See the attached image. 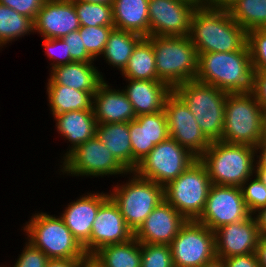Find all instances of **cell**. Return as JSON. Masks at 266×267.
Segmentation results:
<instances>
[{
	"mask_svg": "<svg viewBox=\"0 0 266 267\" xmlns=\"http://www.w3.org/2000/svg\"><path fill=\"white\" fill-rule=\"evenodd\" d=\"M188 37L197 53L233 52L247 43V32L232 19L228 10L197 7Z\"/></svg>",
	"mask_w": 266,
	"mask_h": 267,
	"instance_id": "1",
	"label": "cell"
},
{
	"mask_svg": "<svg viewBox=\"0 0 266 267\" xmlns=\"http://www.w3.org/2000/svg\"><path fill=\"white\" fill-rule=\"evenodd\" d=\"M254 70L247 43L238 51L198 53L195 80L228 93L253 89Z\"/></svg>",
	"mask_w": 266,
	"mask_h": 267,
	"instance_id": "2",
	"label": "cell"
},
{
	"mask_svg": "<svg viewBox=\"0 0 266 267\" xmlns=\"http://www.w3.org/2000/svg\"><path fill=\"white\" fill-rule=\"evenodd\" d=\"M34 212L21 225L28 242L43 251L49 259H83L87 255L60 216Z\"/></svg>",
	"mask_w": 266,
	"mask_h": 267,
	"instance_id": "3",
	"label": "cell"
},
{
	"mask_svg": "<svg viewBox=\"0 0 266 267\" xmlns=\"http://www.w3.org/2000/svg\"><path fill=\"white\" fill-rule=\"evenodd\" d=\"M265 113L255 94L228 93L226 96L222 142L256 147L264 137Z\"/></svg>",
	"mask_w": 266,
	"mask_h": 267,
	"instance_id": "4",
	"label": "cell"
},
{
	"mask_svg": "<svg viewBox=\"0 0 266 267\" xmlns=\"http://www.w3.org/2000/svg\"><path fill=\"white\" fill-rule=\"evenodd\" d=\"M199 160L212 184L238 186L255 174V147L212 141Z\"/></svg>",
	"mask_w": 266,
	"mask_h": 267,
	"instance_id": "5",
	"label": "cell"
},
{
	"mask_svg": "<svg viewBox=\"0 0 266 267\" xmlns=\"http://www.w3.org/2000/svg\"><path fill=\"white\" fill-rule=\"evenodd\" d=\"M158 79L172 90L195 80L198 53L188 36H152Z\"/></svg>",
	"mask_w": 266,
	"mask_h": 267,
	"instance_id": "6",
	"label": "cell"
},
{
	"mask_svg": "<svg viewBox=\"0 0 266 267\" xmlns=\"http://www.w3.org/2000/svg\"><path fill=\"white\" fill-rule=\"evenodd\" d=\"M125 182L113 183L109 196L118 205L128 228L135 233L164 197V186L129 171Z\"/></svg>",
	"mask_w": 266,
	"mask_h": 267,
	"instance_id": "7",
	"label": "cell"
},
{
	"mask_svg": "<svg viewBox=\"0 0 266 267\" xmlns=\"http://www.w3.org/2000/svg\"><path fill=\"white\" fill-rule=\"evenodd\" d=\"M173 91L188 106L204 135L211 142L220 141L228 92L196 80L182 83Z\"/></svg>",
	"mask_w": 266,
	"mask_h": 267,
	"instance_id": "8",
	"label": "cell"
},
{
	"mask_svg": "<svg viewBox=\"0 0 266 267\" xmlns=\"http://www.w3.org/2000/svg\"><path fill=\"white\" fill-rule=\"evenodd\" d=\"M211 185L206 166L197 159L164 186V197L186 220H197L204 210Z\"/></svg>",
	"mask_w": 266,
	"mask_h": 267,
	"instance_id": "9",
	"label": "cell"
},
{
	"mask_svg": "<svg viewBox=\"0 0 266 267\" xmlns=\"http://www.w3.org/2000/svg\"><path fill=\"white\" fill-rule=\"evenodd\" d=\"M60 163L58 174L66 177L118 178L128 173L96 136L77 146Z\"/></svg>",
	"mask_w": 266,
	"mask_h": 267,
	"instance_id": "10",
	"label": "cell"
},
{
	"mask_svg": "<svg viewBox=\"0 0 266 267\" xmlns=\"http://www.w3.org/2000/svg\"><path fill=\"white\" fill-rule=\"evenodd\" d=\"M196 160L193 154L169 137L155 145L138 163L134 172L142 178L166 186Z\"/></svg>",
	"mask_w": 266,
	"mask_h": 267,
	"instance_id": "11",
	"label": "cell"
},
{
	"mask_svg": "<svg viewBox=\"0 0 266 267\" xmlns=\"http://www.w3.org/2000/svg\"><path fill=\"white\" fill-rule=\"evenodd\" d=\"M174 267H202L215 259V232L196 220H187L171 244Z\"/></svg>",
	"mask_w": 266,
	"mask_h": 267,
	"instance_id": "12",
	"label": "cell"
},
{
	"mask_svg": "<svg viewBox=\"0 0 266 267\" xmlns=\"http://www.w3.org/2000/svg\"><path fill=\"white\" fill-rule=\"evenodd\" d=\"M250 215L241 187L212 184L204 210L196 221L215 231L223 225L244 220Z\"/></svg>",
	"mask_w": 266,
	"mask_h": 267,
	"instance_id": "13",
	"label": "cell"
},
{
	"mask_svg": "<svg viewBox=\"0 0 266 267\" xmlns=\"http://www.w3.org/2000/svg\"><path fill=\"white\" fill-rule=\"evenodd\" d=\"M164 110L170 138L199 159L211 141L202 132L188 106L172 91L165 100Z\"/></svg>",
	"mask_w": 266,
	"mask_h": 267,
	"instance_id": "14",
	"label": "cell"
},
{
	"mask_svg": "<svg viewBox=\"0 0 266 267\" xmlns=\"http://www.w3.org/2000/svg\"><path fill=\"white\" fill-rule=\"evenodd\" d=\"M196 8L185 0H149V36H188Z\"/></svg>",
	"mask_w": 266,
	"mask_h": 267,
	"instance_id": "15",
	"label": "cell"
},
{
	"mask_svg": "<svg viewBox=\"0 0 266 267\" xmlns=\"http://www.w3.org/2000/svg\"><path fill=\"white\" fill-rule=\"evenodd\" d=\"M134 233L128 228L118 205L109 197L100 207L93 222L89 241L83 246L87 255L101 247L129 241Z\"/></svg>",
	"mask_w": 266,
	"mask_h": 267,
	"instance_id": "16",
	"label": "cell"
},
{
	"mask_svg": "<svg viewBox=\"0 0 266 267\" xmlns=\"http://www.w3.org/2000/svg\"><path fill=\"white\" fill-rule=\"evenodd\" d=\"M129 132L134 171L155 145L170 137L165 110L137 116L129 122Z\"/></svg>",
	"mask_w": 266,
	"mask_h": 267,
	"instance_id": "17",
	"label": "cell"
},
{
	"mask_svg": "<svg viewBox=\"0 0 266 267\" xmlns=\"http://www.w3.org/2000/svg\"><path fill=\"white\" fill-rule=\"evenodd\" d=\"M109 192H84L76 201L72 200L59 216L69 228L74 238L83 247L90 239L93 222L99 207L109 198Z\"/></svg>",
	"mask_w": 266,
	"mask_h": 267,
	"instance_id": "18",
	"label": "cell"
},
{
	"mask_svg": "<svg viewBox=\"0 0 266 267\" xmlns=\"http://www.w3.org/2000/svg\"><path fill=\"white\" fill-rule=\"evenodd\" d=\"M214 232L218 258L256 252L260 235L253 214L244 220L223 225Z\"/></svg>",
	"mask_w": 266,
	"mask_h": 267,
	"instance_id": "19",
	"label": "cell"
},
{
	"mask_svg": "<svg viewBox=\"0 0 266 267\" xmlns=\"http://www.w3.org/2000/svg\"><path fill=\"white\" fill-rule=\"evenodd\" d=\"M33 22L41 38H63L81 27L71 0H45Z\"/></svg>",
	"mask_w": 266,
	"mask_h": 267,
	"instance_id": "20",
	"label": "cell"
},
{
	"mask_svg": "<svg viewBox=\"0 0 266 267\" xmlns=\"http://www.w3.org/2000/svg\"><path fill=\"white\" fill-rule=\"evenodd\" d=\"M187 220L166 200L146 217L134 233L140 243L170 245Z\"/></svg>",
	"mask_w": 266,
	"mask_h": 267,
	"instance_id": "21",
	"label": "cell"
},
{
	"mask_svg": "<svg viewBox=\"0 0 266 267\" xmlns=\"http://www.w3.org/2000/svg\"><path fill=\"white\" fill-rule=\"evenodd\" d=\"M106 79L93 95L92 108L96 123H129L137 117L132 104L121 87L114 88Z\"/></svg>",
	"mask_w": 266,
	"mask_h": 267,
	"instance_id": "22",
	"label": "cell"
},
{
	"mask_svg": "<svg viewBox=\"0 0 266 267\" xmlns=\"http://www.w3.org/2000/svg\"><path fill=\"white\" fill-rule=\"evenodd\" d=\"M52 117L58 136L69 142L66 151L61 154L60 161H57L59 163L77 146L95 136L97 123L93 110L69 111Z\"/></svg>",
	"mask_w": 266,
	"mask_h": 267,
	"instance_id": "23",
	"label": "cell"
},
{
	"mask_svg": "<svg viewBox=\"0 0 266 267\" xmlns=\"http://www.w3.org/2000/svg\"><path fill=\"white\" fill-rule=\"evenodd\" d=\"M122 89L133 106L136 116L164 110L167 96L173 91L162 81L124 79Z\"/></svg>",
	"mask_w": 266,
	"mask_h": 267,
	"instance_id": "24",
	"label": "cell"
},
{
	"mask_svg": "<svg viewBox=\"0 0 266 267\" xmlns=\"http://www.w3.org/2000/svg\"><path fill=\"white\" fill-rule=\"evenodd\" d=\"M46 84H59L72 89L89 92L92 96L105 80L95 62H71L51 69Z\"/></svg>",
	"mask_w": 266,
	"mask_h": 267,
	"instance_id": "25",
	"label": "cell"
},
{
	"mask_svg": "<svg viewBox=\"0 0 266 267\" xmlns=\"http://www.w3.org/2000/svg\"><path fill=\"white\" fill-rule=\"evenodd\" d=\"M149 0H113L114 28L149 37Z\"/></svg>",
	"mask_w": 266,
	"mask_h": 267,
	"instance_id": "26",
	"label": "cell"
},
{
	"mask_svg": "<svg viewBox=\"0 0 266 267\" xmlns=\"http://www.w3.org/2000/svg\"><path fill=\"white\" fill-rule=\"evenodd\" d=\"M95 136L105 144L107 149L128 172L133 171L129 123L97 124Z\"/></svg>",
	"mask_w": 266,
	"mask_h": 267,
	"instance_id": "27",
	"label": "cell"
},
{
	"mask_svg": "<svg viewBox=\"0 0 266 267\" xmlns=\"http://www.w3.org/2000/svg\"><path fill=\"white\" fill-rule=\"evenodd\" d=\"M45 89L49 113L52 115L76 110H93V96L89 92L59 84H46Z\"/></svg>",
	"mask_w": 266,
	"mask_h": 267,
	"instance_id": "28",
	"label": "cell"
},
{
	"mask_svg": "<svg viewBox=\"0 0 266 267\" xmlns=\"http://www.w3.org/2000/svg\"><path fill=\"white\" fill-rule=\"evenodd\" d=\"M142 38L136 33L113 28L99 60L103 58L105 63L121 73L128 65L135 46Z\"/></svg>",
	"mask_w": 266,
	"mask_h": 267,
	"instance_id": "29",
	"label": "cell"
},
{
	"mask_svg": "<svg viewBox=\"0 0 266 267\" xmlns=\"http://www.w3.org/2000/svg\"><path fill=\"white\" fill-rule=\"evenodd\" d=\"M123 79L160 81L156 72V60L152 36L143 37L135 46L128 65L120 73Z\"/></svg>",
	"mask_w": 266,
	"mask_h": 267,
	"instance_id": "30",
	"label": "cell"
},
{
	"mask_svg": "<svg viewBox=\"0 0 266 267\" xmlns=\"http://www.w3.org/2000/svg\"><path fill=\"white\" fill-rule=\"evenodd\" d=\"M104 267H141V243L135 238L101 247L92 255Z\"/></svg>",
	"mask_w": 266,
	"mask_h": 267,
	"instance_id": "31",
	"label": "cell"
},
{
	"mask_svg": "<svg viewBox=\"0 0 266 267\" xmlns=\"http://www.w3.org/2000/svg\"><path fill=\"white\" fill-rule=\"evenodd\" d=\"M30 34H34L33 20L0 4V51L9 43Z\"/></svg>",
	"mask_w": 266,
	"mask_h": 267,
	"instance_id": "32",
	"label": "cell"
},
{
	"mask_svg": "<svg viewBox=\"0 0 266 267\" xmlns=\"http://www.w3.org/2000/svg\"><path fill=\"white\" fill-rule=\"evenodd\" d=\"M228 11L246 32L266 28V0H238Z\"/></svg>",
	"mask_w": 266,
	"mask_h": 267,
	"instance_id": "33",
	"label": "cell"
},
{
	"mask_svg": "<svg viewBox=\"0 0 266 267\" xmlns=\"http://www.w3.org/2000/svg\"><path fill=\"white\" fill-rule=\"evenodd\" d=\"M80 26H114L112 4L74 1Z\"/></svg>",
	"mask_w": 266,
	"mask_h": 267,
	"instance_id": "34",
	"label": "cell"
},
{
	"mask_svg": "<svg viewBox=\"0 0 266 267\" xmlns=\"http://www.w3.org/2000/svg\"><path fill=\"white\" fill-rule=\"evenodd\" d=\"M113 28L114 26H86L78 29L87 53L95 61L102 55Z\"/></svg>",
	"mask_w": 266,
	"mask_h": 267,
	"instance_id": "35",
	"label": "cell"
},
{
	"mask_svg": "<svg viewBox=\"0 0 266 267\" xmlns=\"http://www.w3.org/2000/svg\"><path fill=\"white\" fill-rule=\"evenodd\" d=\"M141 267H174L170 245L141 243Z\"/></svg>",
	"mask_w": 266,
	"mask_h": 267,
	"instance_id": "36",
	"label": "cell"
},
{
	"mask_svg": "<svg viewBox=\"0 0 266 267\" xmlns=\"http://www.w3.org/2000/svg\"><path fill=\"white\" fill-rule=\"evenodd\" d=\"M247 46L254 72L266 70V28L247 31Z\"/></svg>",
	"mask_w": 266,
	"mask_h": 267,
	"instance_id": "37",
	"label": "cell"
},
{
	"mask_svg": "<svg viewBox=\"0 0 266 267\" xmlns=\"http://www.w3.org/2000/svg\"><path fill=\"white\" fill-rule=\"evenodd\" d=\"M241 189L245 204L251 214L266 206V186L256 174L248 178L242 184Z\"/></svg>",
	"mask_w": 266,
	"mask_h": 267,
	"instance_id": "38",
	"label": "cell"
},
{
	"mask_svg": "<svg viewBox=\"0 0 266 267\" xmlns=\"http://www.w3.org/2000/svg\"><path fill=\"white\" fill-rule=\"evenodd\" d=\"M42 46L49 63V71L57 66L74 62L68 52L66 42L62 38H42Z\"/></svg>",
	"mask_w": 266,
	"mask_h": 267,
	"instance_id": "39",
	"label": "cell"
},
{
	"mask_svg": "<svg viewBox=\"0 0 266 267\" xmlns=\"http://www.w3.org/2000/svg\"><path fill=\"white\" fill-rule=\"evenodd\" d=\"M25 244L13 265L6 267H46L49 260L47 255L25 239Z\"/></svg>",
	"mask_w": 266,
	"mask_h": 267,
	"instance_id": "40",
	"label": "cell"
},
{
	"mask_svg": "<svg viewBox=\"0 0 266 267\" xmlns=\"http://www.w3.org/2000/svg\"><path fill=\"white\" fill-rule=\"evenodd\" d=\"M66 42L70 57L74 62H96L86 51L83 40L78 30L69 33L62 38Z\"/></svg>",
	"mask_w": 266,
	"mask_h": 267,
	"instance_id": "41",
	"label": "cell"
},
{
	"mask_svg": "<svg viewBox=\"0 0 266 267\" xmlns=\"http://www.w3.org/2000/svg\"><path fill=\"white\" fill-rule=\"evenodd\" d=\"M45 0H0V4L14 9L17 13L35 20Z\"/></svg>",
	"mask_w": 266,
	"mask_h": 267,
	"instance_id": "42",
	"label": "cell"
},
{
	"mask_svg": "<svg viewBox=\"0 0 266 267\" xmlns=\"http://www.w3.org/2000/svg\"><path fill=\"white\" fill-rule=\"evenodd\" d=\"M252 92L266 114V70L254 72Z\"/></svg>",
	"mask_w": 266,
	"mask_h": 267,
	"instance_id": "43",
	"label": "cell"
},
{
	"mask_svg": "<svg viewBox=\"0 0 266 267\" xmlns=\"http://www.w3.org/2000/svg\"><path fill=\"white\" fill-rule=\"evenodd\" d=\"M227 267H260L256 252L224 259Z\"/></svg>",
	"mask_w": 266,
	"mask_h": 267,
	"instance_id": "44",
	"label": "cell"
},
{
	"mask_svg": "<svg viewBox=\"0 0 266 267\" xmlns=\"http://www.w3.org/2000/svg\"><path fill=\"white\" fill-rule=\"evenodd\" d=\"M255 168H265L266 169V136L259 141L255 147Z\"/></svg>",
	"mask_w": 266,
	"mask_h": 267,
	"instance_id": "45",
	"label": "cell"
},
{
	"mask_svg": "<svg viewBox=\"0 0 266 267\" xmlns=\"http://www.w3.org/2000/svg\"><path fill=\"white\" fill-rule=\"evenodd\" d=\"M46 267H83V259H49Z\"/></svg>",
	"mask_w": 266,
	"mask_h": 267,
	"instance_id": "46",
	"label": "cell"
},
{
	"mask_svg": "<svg viewBox=\"0 0 266 267\" xmlns=\"http://www.w3.org/2000/svg\"><path fill=\"white\" fill-rule=\"evenodd\" d=\"M253 216L256 220L259 235L266 236V206L258 209L255 213H253Z\"/></svg>",
	"mask_w": 266,
	"mask_h": 267,
	"instance_id": "47",
	"label": "cell"
},
{
	"mask_svg": "<svg viewBox=\"0 0 266 267\" xmlns=\"http://www.w3.org/2000/svg\"><path fill=\"white\" fill-rule=\"evenodd\" d=\"M256 255L260 267H266V236H260L256 248Z\"/></svg>",
	"mask_w": 266,
	"mask_h": 267,
	"instance_id": "48",
	"label": "cell"
},
{
	"mask_svg": "<svg viewBox=\"0 0 266 267\" xmlns=\"http://www.w3.org/2000/svg\"><path fill=\"white\" fill-rule=\"evenodd\" d=\"M238 0H208L207 7L228 10Z\"/></svg>",
	"mask_w": 266,
	"mask_h": 267,
	"instance_id": "49",
	"label": "cell"
},
{
	"mask_svg": "<svg viewBox=\"0 0 266 267\" xmlns=\"http://www.w3.org/2000/svg\"><path fill=\"white\" fill-rule=\"evenodd\" d=\"M83 267H104L99 261H97L92 255H86L83 258Z\"/></svg>",
	"mask_w": 266,
	"mask_h": 267,
	"instance_id": "50",
	"label": "cell"
},
{
	"mask_svg": "<svg viewBox=\"0 0 266 267\" xmlns=\"http://www.w3.org/2000/svg\"><path fill=\"white\" fill-rule=\"evenodd\" d=\"M202 267H227L224 259L216 257L208 263H205Z\"/></svg>",
	"mask_w": 266,
	"mask_h": 267,
	"instance_id": "51",
	"label": "cell"
},
{
	"mask_svg": "<svg viewBox=\"0 0 266 267\" xmlns=\"http://www.w3.org/2000/svg\"><path fill=\"white\" fill-rule=\"evenodd\" d=\"M255 174L266 186V169L265 168H255Z\"/></svg>",
	"mask_w": 266,
	"mask_h": 267,
	"instance_id": "52",
	"label": "cell"
},
{
	"mask_svg": "<svg viewBox=\"0 0 266 267\" xmlns=\"http://www.w3.org/2000/svg\"><path fill=\"white\" fill-rule=\"evenodd\" d=\"M71 1H80V2H88L95 4H112L113 0H71Z\"/></svg>",
	"mask_w": 266,
	"mask_h": 267,
	"instance_id": "53",
	"label": "cell"
},
{
	"mask_svg": "<svg viewBox=\"0 0 266 267\" xmlns=\"http://www.w3.org/2000/svg\"><path fill=\"white\" fill-rule=\"evenodd\" d=\"M187 2L192 3L196 7H205L207 6L208 0H185Z\"/></svg>",
	"mask_w": 266,
	"mask_h": 267,
	"instance_id": "54",
	"label": "cell"
},
{
	"mask_svg": "<svg viewBox=\"0 0 266 267\" xmlns=\"http://www.w3.org/2000/svg\"><path fill=\"white\" fill-rule=\"evenodd\" d=\"M264 135L266 136V114H265V129H264Z\"/></svg>",
	"mask_w": 266,
	"mask_h": 267,
	"instance_id": "55",
	"label": "cell"
},
{
	"mask_svg": "<svg viewBox=\"0 0 266 267\" xmlns=\"http://www.w3.org/2000/svg\"><path fill=\"white\" fill-rule=\"evenodd\" d=\"M0 267H6V264L4 265V263L3 264L1 263Z\"/></svg>",
	"mask_w": 266,
	"mask_h": 267,
	"instance_id": "56",
	"label": "cell"
}]
</instances>
